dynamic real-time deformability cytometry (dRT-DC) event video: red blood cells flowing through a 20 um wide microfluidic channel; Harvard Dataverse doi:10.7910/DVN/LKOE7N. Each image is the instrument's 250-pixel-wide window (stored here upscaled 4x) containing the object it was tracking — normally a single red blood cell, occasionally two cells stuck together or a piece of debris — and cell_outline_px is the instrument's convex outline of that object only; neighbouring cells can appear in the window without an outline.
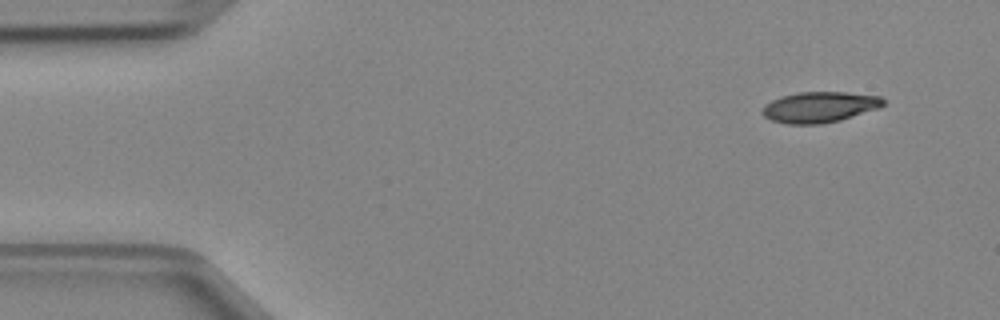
{"species": "Egyptian fruit bat (a non-hibernating species)", "species_latin": "Rousettus aegyptiacus", "temperature_condition": "cold", "stored_images_in_passage": 3, "camera_frame_rate_fps": 3000, "um_per_image_px": 0.085, "animal": {"sex": "female"}, "frame": {"image": 1, "passage_image": 1, "time_ms": 0.0, "image_size_px": [1000, 320], "cell_outline_px": [[884, 104], [880, 108], [840, 120], [820, 124], [788, 124], [772, 120], [764, 116], [760, 112], [764, 104], [772, 100], [784, 96], [800, 92], [844, 92], [880, 96], [884, 100]], "centroid_in_image_um": [69.66, 9.11], "position_along_channel_um": 15.3, "area_um2": 21.62}}
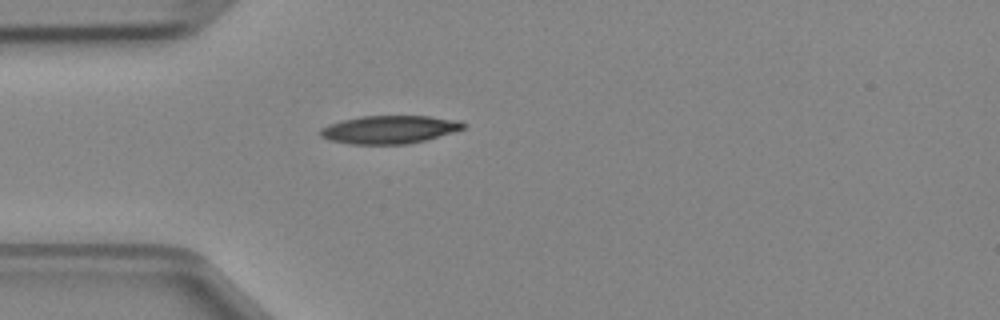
{"frame": {"image": 2, "passage_image": 3, "time_ms": 0.667, "image_size_px": [1000, 320], "cell_outline_px": [[468, 124], [464, 128], [452, 132], [424, 140], [408, 144], [352, 144], [328, 140], [320, 136], [320, 128], [328, 124], [360, 116], [428, 116], [460, 120]], "centroid_in_image_um": [33.09, 11.0], "position_along_channel_um": 51.9, "area_um2": 23.35}}